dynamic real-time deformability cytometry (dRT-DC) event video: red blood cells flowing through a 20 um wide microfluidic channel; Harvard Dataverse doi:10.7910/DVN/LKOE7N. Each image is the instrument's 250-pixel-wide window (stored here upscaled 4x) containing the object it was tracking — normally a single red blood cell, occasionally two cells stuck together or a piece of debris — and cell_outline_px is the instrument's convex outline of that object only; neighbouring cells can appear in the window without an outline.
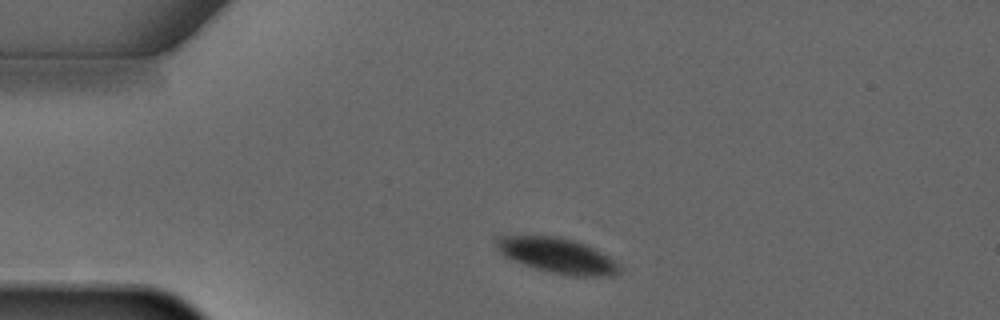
{"species": "common noctule bat (a hibernating species)", "species_latin": "Nyctalus noctula", "temperature_condition": "warm", "stored_images_in_passage": 2, "camera_frame_rate_fps": 3000, "um_per_image_px": 0.085, "animal": {"sex": "male", "forearm_length_mm": 52.5}, "frame": {"image": 1, "passage_image": 1, "time_ms": 0.0, "image_size_px": [1000, 320], "cell_outline_px": [[620, 272], [612, 276], [576, 276], [548, 272], [524, 264], [504, 256], [496, 248], [492, 240], [496, 236], [560, 236], [576, 240], [608, 256], [620, 268]], "centroid_in_image_um": [47.31, 21.7], "position_along_channel_um": 37.7, "area_um2": 25.14}}